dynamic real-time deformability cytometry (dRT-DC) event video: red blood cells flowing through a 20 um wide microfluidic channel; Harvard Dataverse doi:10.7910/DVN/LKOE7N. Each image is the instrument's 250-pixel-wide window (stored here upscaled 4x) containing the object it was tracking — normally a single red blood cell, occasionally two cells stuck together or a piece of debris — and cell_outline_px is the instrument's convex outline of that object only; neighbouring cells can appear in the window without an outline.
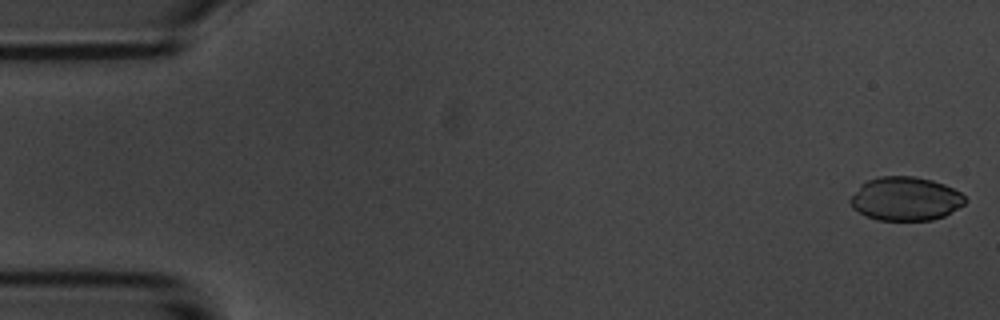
{"species": "common noctule bat (a hibernating species)", "species_latin": "Nyctalus noctula", "temperature_condition": "room temperature", "stored_images_in_passage": 8, "camera_frame_rate_fps": 3000, "um_per_image_px": 0.085, "animal": {"sex": "male", "body_mass_g": 20.1, "forearm_length_mm": 53.5}, "frame": {"image": 1, "passage_image": 1, "time_ms": 0.0, "image_size_px": [1000, 320], "cell_outline_px": [[968, 200], [964, 204], [944, 216], [932, 220], [876, 220], [852, 208], [848, 200], [860, 184], [868, 180], [880, 176], [912, 176], [932, 180], [944, 184], [960, 192]], "centroid_in_image_um": [76.95, 16.89], "position_along_channel_um": 8.0, "area_um2": 29.25}}